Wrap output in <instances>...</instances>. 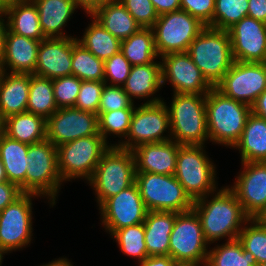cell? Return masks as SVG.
<instances>
[{
  "instance_id": "56",
  "label": "cell",
  "mask_w": 266,
  "mask_h": 266,
  "mask_svg": "<svg viewBox=\"0 0 266 266\" xmlns=\"http://www.w3.org/2000/svg\"><path fill=\"white\" fill-rule=\"evenodd\" d=\"M5 181H8V178L5 172L4 165L0 159V182H5Z\"/></svg>"
},
{
  "instance_id": "18",
  "label": "cell",
  "mask_w": 266,
  "mask_h": 266,
  "mask_svg": "<svg viewBox=\"0 0 266 266\" xmlns=\"http://www.w3.org/2000/svg\"><path fill=\"white\" fill-rule=\"evenodd\" d=\"M243 171L230 186L250 218H259L266 210V162L242 163Z\"/></svg>"
},
{
  "instance_id": "9",
  "label": "cell",
  "mask_w": 266,
  "mask_h": 266,
  "mask_svg": "<svg viewBox=\"0 0 266 266\" xmlns=\"http://www.w3.org/2000/svg\"><path fill=\"white\" fill-rule=\"evenodd\" d=\"M100 135L82 137L57 147L58 171L63 181L89 180L103 154L111 147Z\"/></svg>"
},
{
  "instance_id": "17",
  "label": "cell",
  "mask_w": 266,
  "mask_h": 266,
  "mask_svg": "<svg viewBox=\"0 0 266 266\" xmlns=\"http://www.w3.org/2000/svg\"><path fill=\"white\" fill-rule=\"evenodd\" d=\"M159 59L162 60V86L169 81L174 93L207 94L213 88L187 52L171 53Z\"/></svg>"
},
{
  "instance_id": "10",
  "label": "cell",
  "mask_w": 266,
  "mask_h": 266,
  "mask_svg": "<svg viewBox=\"0 0 266 266\" xmlns=\"http://www.w3.org/2000/svg\"><path fill=\"white\" fill-rule=\"evenodd\" d=\"M135 182L148 211L185 212L194 201L174 175L136 172Z\"/></svg>"
},
{
  "instance_id": "60",
  "label": "cell",
  "mask_w": 266,
  "mask_h": 266,
  "mask_svg": "<svg viewBox=\"0 0 266 266\" xmlns=\"http://www.w3.org/2000/svg\"><path fill=\"white\" fill-rule=\"evenodd\" d=\"M4 69H3V67H2V65H0V83H1V80H2V77H3V75H4Z\"/></svg>"
},
{
  "instance_id": "32",
  "label": "cell",
  "mask_w": 266,
  "mask_h": 266,
  "mask_svg": "<svg viewBox=\"0 0 266 266\" xmlns=\"http://www.w3.org/2000/svg\"><path fill=\"white\" fill-rule=\"evenodd\" d=\"M82 39H77L84 48L103 61L109 59L121 49V40L108 32L92 15Z\"/></svg>"
},
{
  "instance_id": "52",
  "label": "cell",
  "mask_w": 266,
  "mask_h": 266,
  "mask_svg": "<svg viewBox=\"0 0 266 266\" xmlns=\"http://www.w3.org/2000/svg\"><path fill=\"white\" fill-rule=\"evenodd\" d=\"M74 4L84 9L85 13L91 15L104 0H73Z\"/></svg>"
},
{
  "instance_id": "35",
  "label": "cell",
  "mask_w": 266,
  "mask_h": 266,
  "mask_svg": "<svg viewBox=\"0 0 266 266\" xmlns=\"http://www.w3.org/2000/svg\"><path fill=\"white\" fill-rule=\"evenodd\" d=\"M254 255L243 249L238 239L226 241L208 252L205 266H257Z\"/></svg>"
},
{
  "instance_id": "37",
  "label": "cell",
  "mask_w": 266,
  "mask_h": 266,
  "mask_svg": "<svg viewBox=\"0 0 266 266\" xmlns=\"http://www.w3.org/2000/svg\"><path fill=\"white\" fill-rule=\"evenodd\" d=\"M144 236V223L121 228L112 234L122 253L137 258L139 264L148 257Z\"/></svg>"
},
{
  "instance_id": "53",
  "label": "cell",
  "mask_w": 266,
  "mask_h": 266,
  "mask_svg": "<svg viewBox=\"0 0 266 266\" xmlns=\"http://www.w3.org/2000/svg\"><path fill=\"white\" fill-rule=\"evenodd\" d=\"M4 16V17H3ZM6 16L3 12H0V65L4 57V44H5V35L7 31V23H5Z\"/></svg>"
},
{
  "instance_id": "48",
  "label": "cell",
  "mask_w": 266,
  "mask_h": 266,
  "mask_svg": "<svg viewBox=\"0 0 266 266\" xmlns=\"http://www.w3.org/2000/svg\"><path fill=\"white\" fill-rule=\"evenodd\" d=\"M247 16L266 24V0H248Z\"/></svg>"
},
{
  "instance_id": "24",
  "label": "cell",
  "mask_w": 266,
  "mask_h": 266,
  "mask_svg": "<svg viewBox=\"0 0 266 266\" xmlns=\"http://www.w3.org/2000/svg\"><path fill=\"white\" fill-rule=\"evenodd\" d=\"M176 213L148 211L144 220L145 244L148 256H168L169 239Z\"/></svg>"
},
{
  "instance_id": "49",
  "label": "cell",
  "mask_w": 266,
  "mask_h": 266,
  "mask_svg": "<svg viewBox=\"0 0 266 266\" xmlns=\"http://www.w3.org/2000/svg\"><path fill=\"white\" fill-rule=\"evenodd\" d=\"M158 15L181 9L180 0H151Z\"/></svg>"
},
{
  "instance_id": "58",
  "label": "cell",
  "mask_w": 266,
  "mask_h": 266,
  "mask_svg": "<svg viewBox=\"0 0 266 266\" xmlns=\"http://www.w3.org/2000/svg\"><path fill=\"white\" fill-rule=\"evenodd\" d=\"M175 266H198L193 263H177Z\"/></svg>"
},
{
  "instance_id": "3",
  "label": "cell",
  "mask_w": 266,
  "mask_h": 266,
  "mask_svg": "<svg viewBox=\"0 0 266 266\" xmlns=\"http://www.w3.org/2000/svg\"><path fill=\"white\" fill-rule=\"evenodd\" d=\"M187 53L212 87L223 80L234 62L228 30L209 26L191 42Z\"/></svg>"
},
{
  "instance_id": "4",
  "label": "cell",
  "mask_w": 266,
  "mask_h": 266,
  "mask_svg": "<svg viewBox=\"0 0 266 266\" xmlns=\"http://www.w3.org/2000/svg\"><path fill=\"white\" fill-rule=\"evenodd\" d=\"M171 140L181 145H204L208 138L206 94L173 93L170 107Z\"/></svg>"
},
{
  "instance_id": "55",
  "label": "cell",
  "mask_w": 266,
  "mask_h": 266,
  "mask_svg": "<svg viewBox=\"0 0 266 266\" xmlns=\"http://www.w3.org/2000/svg\"><path fill=\"white\" fill-rule=\"evenodd\" d=\"M26 0H0V12H3L7 7L19 4Z\"/></svg>"
},
{
  "instance_id": "25",
  "label": "cell",
  "mask_w": 266,
  "mask_h": 266,
  "mask_svg": "<svg viewBox=\"0 0 266 266\" xmlns=\"http://www.w3.org/2000/svg\"><path fill=\"white\" fill-rule=\"evenodd\" d=\"M38 9L42 33L46 38L73 37L63 32L78 8L73 0H32ZM66 35H65V34Z\"/></svg>"
},
{
  "instance_id": "27",
  "label": "cell",
  "mask_w": 266,
  "mask_h": 266,
  "mask_svg": "<svg viewBox=\"0 0 266 266\" xmlns=\"http://www.w3.org/2000/svg\"><path fill=\"white\" fill-rule=\"evenodd\" d=\"M233 148L241 153V163L266 162V119L251 112Z\"/></svg>"
},
{
  "instance_id": "22",
  "label": "cell",
  "mask_w": 266,
  "mask_h": 266,
  "mask_svg": "<svg viewBox=\"0 0 266 266\" xmlns=\"http://www.w3.org/2000/svg\"><path fill=\"white\" fill-rule=\"evenodd\" d=\"M40 42L39 40L17 35L7 28L4 57L1 63L4 71L10 70L9 73L34 74Z\"/></svg>"
},
{
  "instance_id": "51",
  "label": "cell",
  "mask_w": 266,
  "mask_h": 266,
  "mask_svg": "<svg viewBox=\"0 0 266 266\" xmlns=\"http://www.w3.org/2000/svg\"><path fill=\"white\" fill-rule=\"evenodd\" d=\"M251 112L263 119H266V90L259 95L252 104Z\"/></svg>"
},
{
  "instance_id": "16",
  "label": "cell",
  "mask_w": 266,
  "mask_h": 266,
  "mask_svg": "<svg viewBox=\"0 0 266 266\" xmlns=\"http://www.w3.org/2000/svg\"><path fill=\"white\" fill-rule=\"evenodd\" d=\"M46 126V139L55 147L99 134L98 114L74 107L59 108L46 120Z\"/></svg>"
},
{
  "instance_id": "46",
  "label": "cell",
  "mask_w": 266,
  "mask_h": 266,
  "mask_svg": "<svg viewBox=\"0 0 266 266\" xmlns=\"http://www.w3.org/2000/svg\"><path fill=\"white\" fill-rule=\"evenodd\" d=\"M181 9L199 19L204 25L213 27L215 0H180Z\"/></svg>"
},
{
  "instance_id": "34",
  "label": "cell",
  "mask_w": 266,
  "mask_h": 266,
  "mask_svg": "<svg viewBox=\"0 0 266 266\" xmlns=\"http://www.w3.org/2000/svg\"><path fill=\"white\" fill-rule=\"evenodd\" d=\"M58 107L53 94L52 79L30 74V87L27 110L46 120L52 116Z\"/></svg>"
},
{
  "instance_id": "23",
  "label": "cell",
  "mask_w": 266,
  "mask_h": 266,
  "mask_svg": "<svg viewBox=\"0 0 266 266\" xmlns=\"http://www.w3.org/2000/svg\"><path fill=\"white\" fill-rule=\"evenodd\" d=\"M30 74L4 72L0 83V119L27 110Z\"/></svg>"
},
{
  "instance_id": "12",
  "label": "cell",
  "mask_w": 266,
  "mask_h": 266,
  "mask_svg": "<svg viewBox=\"0 0 266 266\" xmlns=\"http://www.w3.org/2000/svg\"><path fill=\"white\" fill-rule=\"evenodd\" d=\"M205 27L199 19L182 9L159 15L152 27L158 56L187 52Z\"/></svg>"
},
{
  "instance_id": "1",
  "label": "cell",
  "mask_w": 266,
  "mask_h": 266,
  "mask_svg": "<svg viewBox=\"0 0 266 266\" xmlns=\"http://www.w3.org/2000/svg\"><path fill=\"white\" fill-rule=\"evenodd\" d=\"M209 196L195 200L193 205L205 239L209 245L223 238H228L227 241L237 239L250 217L244 212L235 193L226 186L220 188L210 200Z\"/></svg>"
},
{
  "instance_id": "38",
  "label": "cell",
  "mask_w": 266,
  "mask_h": 266,
  "mask_svg": "<svg viewBox=\"0 0 266 266\" xmlns=\"http://www.w3.org/2000/svg\"><path fill=\"white\" fill-rule=\"evenodd\" d=\"M247 224L237 239L254 255L257 264L266 263V225L259 218H250Z\"/></svg>"
},
{
  "instance_id": "20",
  "label": "cell",
  "mask_w": 266,
  "mask_h": 266,
  "mask_svg": "<svg viewBox=\"0 0 266 266\" xmlns=\"http://www.w3.org/2000/svg\"><path fill=\"white\" fill-rule=\"evenodd\" d=\"M74 37H51L40 42L34 75L55 79L72 75Z\"/></svg>"
},
{
  "instance_id": "54",
  "label": "cell",
  "mask_w": 266,
  "mask_h": 266,
  "mask_svg": "<svg viewBox=\"0 0 266 266\" xmlns=\"http://www.w3.org/2000/svg\"><path fill=\"white\" fill-rule=\"evenodd\" d=\"M41 266V265H40ZM42 266H73L72 263L70 262V260L66 259V258H58L57 260H52L51 262H49L48 264H44Z\"/></svg>"
},
{
  "instance_id": "44",
  "label": "cell",
  "mask_w": 266,
  "mask_h": 266,
  "mask_svg": "<svg viewBox=\"0 0 266 266\" xmlns=\"http://www.w3.org/2000/svg\"><path fill=\"white\" fill-rule=\"evenodd\" d=\"M131 67L132 65L124 57L121 51H119L109 59L105 60V84L123 86L130 74Z\"/></svg>"
},
{
  "instance_id": "30",
  "label": "cell",
  "mask_w": 266,
  "mask_h": 266,
  "mask_svg": "<svg viewBox=\"0 0 266 266\" xmlns=\"http://www.w3.org/2000/svg\"><path fill=\"white\" fill-rule=\"evenodd\" d=\"M122 87L133 101L153 96L162 87L161 62L132 66Z\"/></svg>"
},
{
  "instance_id": "45",
  "label": "cell",
  "mask_w": 266,
  "mask_h": 266,
  "mask_svg": "<svg viewBox=\"0 0 266 266\" xmlns=\"http://www.w3.org/2000/svg\"><path fill=\"white\" fill-rule=\"evenodd\" d=\"M142 28H152L159 15L151 0H120Z\"/></svg>"
},
{
  "instance_id": "14",
  "label": "cell",
  "mask_w": 266,
  "mask_h": 266,
  "mask_svg": "<svg viewBox=\"0 0 266 266\" xmlns=\"http://www.w3.org/2000/svg\"><path fill=\"white\" fill-rule=\"evenodd\" d=\"M216 88L225 96L251 107L266 90V63L234 61Z\"/></svg>"
},
{
  "instance_id": "50",
  "label": "cell",
  "mask_w": 266,
  "mask_h": 266,
  "mask_svg": "<svg viewBox=\"0 0 266 266\" xmlns=\"http://www.w3.org/2000/svg\"><path fill=\"white\" fill-rule=\"evenodd\" d=\"M177 263L168 256H148L138 266H175Z\"/></svg>"
},
{
  "instance_id": "28",
  "label": "cell",
  "mask_w": 266,
  "mask_h": 266,
  "mask_svg": "<svg viewBox=\"0 0 266 266\" xmlns=\"http://www.w3.org/2000/svg\"><path fill=\"white\" fill-rule=\"evenodd\" d=\"M2 126L6 136L28 145L46 140V119L28 111L6 117Z\"/></svg>"
},
{
  "instance_id": "26",
  "label": "cell",
  "mask_w": 266,
  "mask_h": 266,
  "mask_svg": "<svg viewBox=\"0 0 266 266\" xmlns=\"http://www.w3.org/2000/svg\"><path fill=\"white\" fill-rule=\"evenodd\" d=\"M91 15L120 40L129 38L141 28L120 0H104Z\"/></svg>"
},
{
  "instance_id": "39",
  "label": "cell",
  "mask_w": 266,
  "mask_h": 266,
  "mask_svg": "<svg viewBox=\"0 0 266 266\" xmlns=\"http://www.w3.org/2000/svg\"><path fill=\"white\" fill-rule=\"evenodd\" d=\"M247 13L248 0H215L213 28L228 30Z\"/></svg>"
},
{
  "instance_id": "40",
  "label": "cell",
  "mask_w": 266,
  "mask_h": 266,
  "mask_svg": "<svg viewBox=\"0 0 266 266\" xmlns=\"http://www.w3.org/2000/svg\"><path fill=\"white\" fill-rule=\"evenodd\" d=\"M134 109H120L98 113L99 134L107 142L108 134L126 139Z\"/></svg>"
},
{
  "instance_id": "11",
  "label": "cell",
  "mask_w": 266,
  "mask_h": 266,
  "mask_svg": "<svg viewBox=\"0 0 266 266\" xmlns=\"http://www.w3.org/2000/svg\"><path fill=\"white\" fill-rule=\"evenodd\" d=\"M208 245L195 210L192 208L176 213L169 239V255L174 261L205 266L209 252Z\"/></svg>"
},
{
  "instance_id": "2",
  "label": "cell",
  "mask_w": 266,
  "mask_h": 266,
  "mask_svg": "<svg viewBox=\"0 0 266 266\" xmlns=\"http://www.w3.org/2000/svg\"><path fill=\"white\" fill-rule=\"evenodd\" d=\"M251 107L225 96L216 87L206 94V118L210 142L234 147L245 128Z\"/></svg>"
},
{
  "instance_id": "61",
  "label": "cell",
  "mask_w": 266,
  "mask_h": 266,
  "mask_svg": "<svg viewBox=\"0 0 266 266\" xmlns=\"http://www.w3.org/2000/svg\"><path fill=\"white\" fill-rule=\"evenodd\" d=\"M3 134H4V130H3V126L1 125L0 126V140Z\"/></svg>"
},
{
  "instance_id": "21",
  "label": "cell",
  "mask_w": 266,
  "mask_h": 266,
  "mask_svg": "<svg viewBox=\"0 0 266 266\" xmlns=\"http://www.w3.org/2000/svg\"><path fill=\"white\" fill-rule=\"evenodd\" d=\"M180 145L173 140H167L137 146L131 150L134 155L136 172L174 175Z\"/></svg>"
},
{
  "instance_id": "6",
  "label": "cell",
  "mask_w": 266,
  "mask_h": 266,
  "mask_svg": "<svg viewBox=\"0 0 266 266\" xmlns=\"http://www.w3.org/2000/svg\"><path fill=\"white\" fill-rule=\"evenodd\" d=\"M205 145H180L174 176L195 201L217 190L216 167L204 150Z\"/></svg>"
},
{
  "instance_id": "57",
  "label": "cell",
  "mask_w": 266,
  "mask_h": 266,
  "mask_svg": "<svg viewBox=\"0 0 266 266\" xmlns=\"http://www.w3.org/2000/svg\"><path fill=\"white\" fill-rule=\"evenodd\" d=\"M259 219L266 225V210L261 214Z\"/></svg>"
},
{
  "instance_id": "59",
  "label": "cell",
  "mask_w": 266,
  "mask_h": 266,
  "mask_svg": "<svg viewBox=\"0 0 266 266\" xmlns=\"http://www.w3.org/2000/svg\"><path fill=\"white\" fill-rule=\"evenodd\" d=\"M6 254L3 250L0 249V266H2V261H3V255Z\"/></svg>"
},
{
  "instance_id": "31",
  "label": "cell",
  "mask_w": 266,
  "mask_h": 266,
  "mask_svg": "<svg viewBox=\"0 0 266 266\" xmlns=\"http://www.w3.org/2000/svg\"><path fill=\"white\" fill-rule=\"evenodd\" d=\"M3 13L11 32L39 41L46 38L40 27L38 9L32 0L9 6Z\"/></svg>"
},
{
  "instance_id": "5",
  "label": "cell",
  "mask_w": 266,
  "mask_h": 266,
  "mask_svg": "<svg viewBox=\"0 0 266 266\" xmlns=\"http://www.w3.org/2000/svg\"><path fill=\"white\" fill-rule=\"evenodd\" d=\"M136 180L134 155L131 150L111 146L102 156L88 180L95 190L100 207L108 198L119 194Z\"/></svg>"
},
{
  "instance_id": "7",
  "label": "cell",
  "mask_w": 266,
  "mask_h": 266,
  "mask_svg": "<svg viewBox=\"0 0 266 266\" xmlns=\"http://www.w3.org/2000/svg\"><path fill=\"white\" fill-rule=\"evenodd\" d=\"M25 193H34L50 200L53 207L63 182L58 171L57 147L49 140L29 145Z\"/></svg>"
},
{
  "instance_id": "29",
  "label": "cell",
  "mask_w": 266,
  "mask_h": 266,
  "mask_svg": "<svg viewBox=\"0 0 266 266\" xmlns=\"http://www.w3.org/2000/svg\"><path fill=\"white\" fill-rule=\"evenodd\" d=\"M29 145L14 140L5 134L0 140V159L8 181L16 184L25 193V179L28 168Z\"/></svg>"
},
{
  "instance_id": "62",
  "label": "cell",
  "mask_w": 266,
  "mask_h": 266,
  "mask_svg": "<svg viewBox=\"0 0 266 266\" xmlns=\"http://www.w3.org/2000/svg\"><path fill=\"white\" fill-rule=\"evenodd\" d=\"M257 266H266V263L258 264Z\"/></svg>"
},
{
  "instance_id": "43",
  "label": "cell",
  "mask_w": 266,
  "mask_h": 266,
  "mask_svg": "<svg viewBox=\"0 0 266 266\" xmlns=\"http://www.w3.org/2000/svg\"><path fill=\"white\" fill-rule=\"evenodd\" d=\"M104 84V81H81L74 108L98 114Z\"/></svg>"
},
{
  "instance_id": "13",
  "label": "cell",
  "mask_w": 266,
  "mask_h": 266,
  "mask_svg": "<svg viewBox=\"0 0 266 266\" xmlns=\"http://www.w3.org/2000/svg\"><path fill=\"white\" fill-rule=\"evenodd\" d=\"M41 197L34 193H22L0 212V249L5 253L25 248L31 243L32 198Z\"/></svg>"
},
{
  "instance_id": "42",
  "label": "cell",
  "mask_w": 266,
  "mask_h": 266,
  "mask_svg": "<svg viewBox=\"0 0 266 266\" xmlns=\"http://www.w3.org/2000/svg\"><path fill=\"white\" fill-rule=\"evenodd\" d=\"M120 109H135L134 101L128 96L122 86L104 84L98 113Z\"/></svg>"
},
{
  "instance_id": "36",
  "label": "cell",
  "mask_w": 266,
  "mask_h": 266,
  "mask_svg": "<svg viewBox=\"0 0 266 266\" xmlns=\"http://www.w3.org/2000/svg\"><path fill=\"white\" fill-rule=\"evenodd\" d=\"M72 75L81 81H104V61L84 48L77 39L72 49Z\"/></svg>"
},
{
  "instance_id": "19",
  "label": "cell",
  "mask_w": 266,
  "mask_h": 266,
  "mask_svg": "<svg viewBox=\"0 0 266 266\" xmlns=\"http://www.w3.org/2000/svg\"><path fill=\"white\" fill-rule=\"evenodd\" d=\"M234 61L266 63V24L244 17L228 29Z\"/></svg>"
},
{
  "instance_id": "33",
  "label": "cell",
  "mask_w": 266,
  "mask_h": 266,
  "mask_svg": "<svg viewBox=\"0 0 266 266\" xmlns=\"http://www.w3.org/2000/svg\"><path fill=\"white\" fill-rule=\"evenodd\" d=\"M124 57L132 66L152 63L158 56L152 28H140L129 38L121 40Z\"/></svg>"
},
{
  "instance_id": "47",
  "label": "cell",
  "mask_w": 266,
  "mask_h": 266,
  "mask_svg": "<svg viewBox=\"0 0 266 266\" xmlns=\"http://www.w3.org/2000/svg\"><path fill=\"white\" fill-rule=\"evenodd\" d=\"M22 193L16 184L9 181L0 182V212Z\"/></svg>"
},
{
  "instance_id": "41",
  "label": "cell",
  "mask_w": 266,
  "mask_h": 266,
  "mask_svg": "<svg viewBox=\"0 0 266 266\" xmlns=\"http://www.w3.org/2000/svg\"><path fill=\"white\" fill-rule=\"evenodd\" d=\"M53 94L59 108L75 107L81 87V80L74 75L52 79Z\"/></svg>"
},
{
  "instance_id": "15",
  "label": "cell",
  "mask_w": 266,
  "mask_h": 266,
  "mask_svg": "<svg viewBox=\"0 0 266 266\" xmlns=\"http://www.w3.org/2000/svg\"><path fill=\"white\" fill-rule=\"evenodd\" d=\"M99 210L101 225L110 236L121 228L143 223L148 212L136 182L108 198Z\"/></svg>"
},
{
  "instance_id": "8",
  "label": "cell",
  "mask_w": 266,
  "mask_h": 266,
  "mask_svg": "<svg viewBox=\"0 0 266 266\" xmlns=\"http://www.w3.org/2000/svg\"><path fill=\"white\" fill-rule=\"evenodd\" d=\"M163 136V133L167 132ZM170 118L166 102L160 97H152L139 107H136L131 118L130 129L124 140L118 144H109L123 149L133 150L146 143H155L171 140Z\"/></svg>"
}]
</instances>
